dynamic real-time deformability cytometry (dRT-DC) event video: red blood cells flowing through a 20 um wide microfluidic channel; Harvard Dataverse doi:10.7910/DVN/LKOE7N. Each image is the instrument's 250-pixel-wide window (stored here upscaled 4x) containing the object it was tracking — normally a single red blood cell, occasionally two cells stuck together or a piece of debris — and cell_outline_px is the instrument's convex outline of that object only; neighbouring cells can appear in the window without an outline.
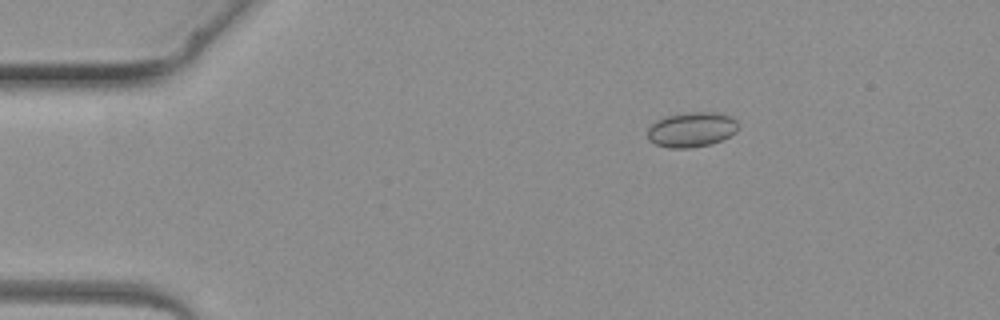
{"species": "common noctule bat (a hibernating species)", "species_latin": "Nyctalus noctula", "temperature_condition": "warm", "stored_images_in_passage": 2, "camera_frame_rate_fps": 3000, "um_per_image_px": 0.085, "animal": {"sex": "female", "body_mass_g": 19.3, "forearm_length_mm": 54.1}, "frame": {"image": 1, "passage_image": 1, "time_ms": 0.0, "image_size_px": [1000, 320], "cell_outline_px": [[740, 128], [736, 132], [720, 140], [708, 144], [692, 148], [668, 148], [656, 144], [648, 140], [648, 128], [656, 120], [664, 116], [692, 112], [716, 112], [732, 116], [736, 120]], "centroid_in_image_um": [58.79, 11.0], "position_along_channel_um": 26.2, "area_um2": 18.55}}